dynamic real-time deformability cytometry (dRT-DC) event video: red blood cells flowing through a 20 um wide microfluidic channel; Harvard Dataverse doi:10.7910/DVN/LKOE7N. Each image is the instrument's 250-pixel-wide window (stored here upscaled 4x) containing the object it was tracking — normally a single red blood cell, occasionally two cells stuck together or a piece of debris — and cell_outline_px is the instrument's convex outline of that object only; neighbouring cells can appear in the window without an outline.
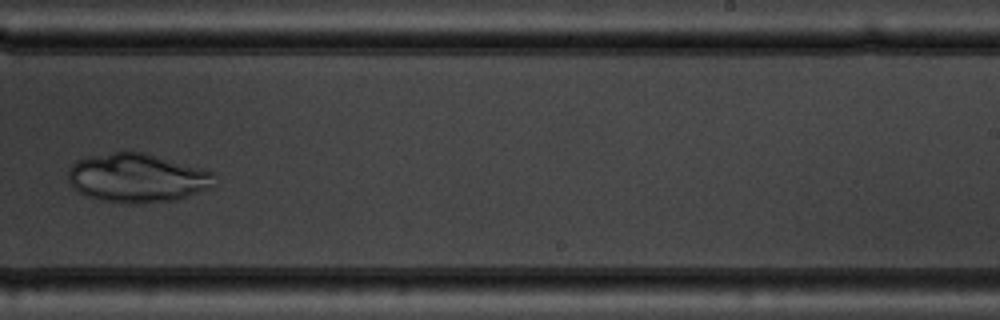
{"species": "common noctule bat (a hibernating species)", "species_latin": "Nyctalus noctula", "temperature_condition": "warm", "stored_images_in_passage": 13, "camera_frame_rate_fps": 3000, "um_per_image_px": 0.085, "animal": {"sex": "male", "body_mass_g": 19.5, "forearm_length_mm": 54.6}, "frame": {"image": 1, "passage_image": 8, "time_ms": 9.0, "image_size_px": [1000, 320], "cell_outline_px": [[212, 188], [176, 200], [144, 204], [128, 204], [100, 200], [88, 196], [72, 188], [68, 180], [68, 168], [76, 160], [88, 156], [112, 152], [144, 152], [200, 168], [212, 172]], "centroid_in_image_um": [11.61, 15.14], "position_along_channel_um": 277.4, "area_um2": 41.79}}